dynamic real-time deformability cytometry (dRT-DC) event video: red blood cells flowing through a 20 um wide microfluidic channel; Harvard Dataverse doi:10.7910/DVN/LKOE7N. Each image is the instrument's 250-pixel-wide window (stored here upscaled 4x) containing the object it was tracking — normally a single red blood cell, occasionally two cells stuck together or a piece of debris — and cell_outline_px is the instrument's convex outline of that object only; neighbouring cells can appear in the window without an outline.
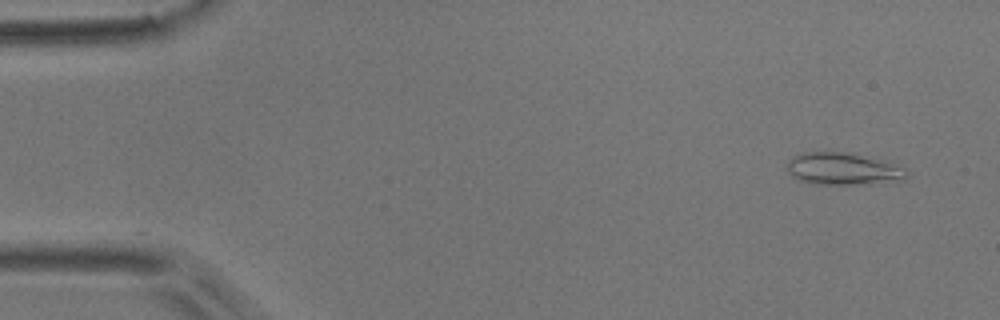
{"species": "common noctule bat (a hibernating species)", "species_latin": "Nyctalus noctula", "temperature_condition": "room temperature", "stored_images_in_passage": 3, "camera_frame_rate_fps": 3000, "um_per_image_px": 0.085, "animal": {"sex": "male", "body_mass_g": 17.9}, "frame": {"image": 1, "passage_image": 1, "time_ms": 0.0, "image_size_px": [1000, 320], "cell_outline_px": [[908, 176], [904, 180], [868, 184], [816, 184], [796, 180], [788, 172], [788, 160], [792, 156], [804, 152], [840, 152], [904, 168], [908, 172]], "centroid_in_image_um": [71.56, 14.39], "position_along_channel_um": 13.4, "area_um2": 21.73}}